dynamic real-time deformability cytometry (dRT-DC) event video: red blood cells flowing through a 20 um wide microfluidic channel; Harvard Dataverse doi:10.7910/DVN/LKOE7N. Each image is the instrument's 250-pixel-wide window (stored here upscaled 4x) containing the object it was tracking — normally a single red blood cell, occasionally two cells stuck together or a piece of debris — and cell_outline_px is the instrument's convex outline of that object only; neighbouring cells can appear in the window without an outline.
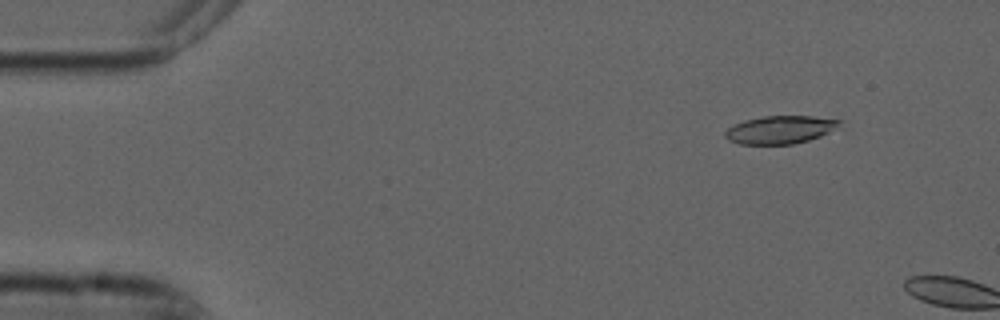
{"species": "common noctule bat (a hibernating species)", "species_latin": "Nyctalus noctula", "temperature_condition": "cold", "stored_images_in_passage": 3, "camera_frame_rate_fps": 3000, "um_per_image_px": 0.085, "animal": {"sex": "male", "forearm_length_mm": 52.5}, "frame": {"image": 1, "passage_image": 2, "time_ms": 0.333, "image_size_px": [1000, 320], "cell_outline_px": [[844, 120], [828, 132], [820, 136], [808, 140], [792, 144], [740, 144], [728, 140], [724, 136], [724, 132], [728, 128], [744, 120], [764, 116], [812, 116]], "centroid_in_image_um": [66.28, 11.02], "position_along_channel_um": 18.7, "area_um2": 18.44}}